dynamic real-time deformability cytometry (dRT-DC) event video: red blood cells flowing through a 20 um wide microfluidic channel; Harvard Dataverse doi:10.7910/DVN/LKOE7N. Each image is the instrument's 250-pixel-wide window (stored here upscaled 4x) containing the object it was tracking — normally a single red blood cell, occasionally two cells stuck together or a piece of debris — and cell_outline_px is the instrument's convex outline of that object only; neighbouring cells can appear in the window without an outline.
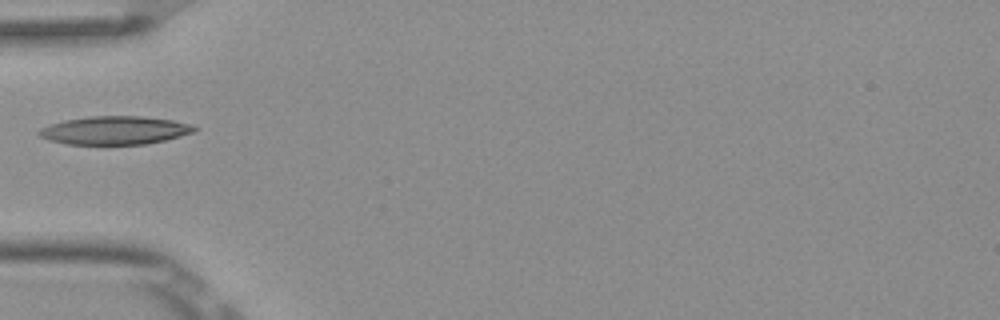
{"species": "Egyptian fruit bat (a non-hibernating species)", "species_latin": "Rousettus aegyptiacus", "temperature_condition": "room temperature", "stored_images_in_passage": 6, "camera_frame_rate_fps": 3000, "um_per_image_px": 0.085, "frame": {"image": 1, "passage_image": 5, "time_ms": 1.333, "image_size_px": [1000, 320], "cell_outline_px": [[196, 132], [164, 140], [144, 144], [68, 144], [52, 140], [40, 136], [36, 132], [40, 128], [48, 124], [64, 120], [88, 116], [140, 116], [172, 120], [192, 124], [196, 128]], "centroid_in_image_um": [9.75, 11.07], "position_along_channel_um": 75.3, "area_um2": 25.55}}
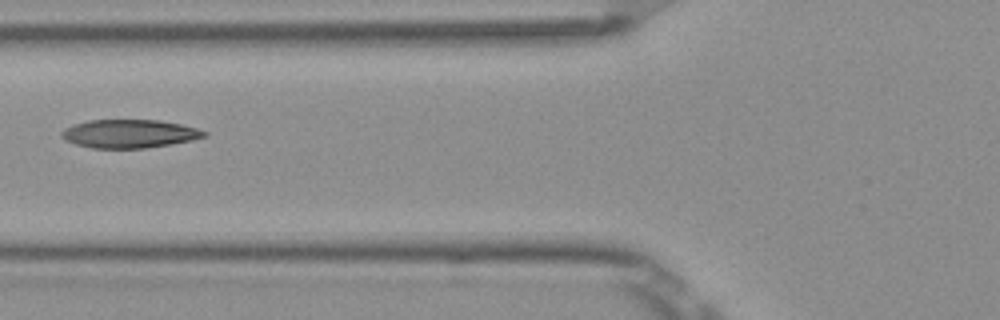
{"frame": {"image": 2, "passage_image": 6, "time_ms": 1.667, "image_size_px": [1000, 320], "cell_outline_px": [[208, 136], [192, 140], [144, 148], [92, 148], [76, 144], [64, 140], [60, 136], [60, 132], [64, 128], [72, 124], [88, 120], [160, 120], [180, 124], [196, 128], [208, 132]], "centroid_in_image_um": [10.96, 11.36], "position_along_channel_um": 114.8, "area_um2": 23.64}}